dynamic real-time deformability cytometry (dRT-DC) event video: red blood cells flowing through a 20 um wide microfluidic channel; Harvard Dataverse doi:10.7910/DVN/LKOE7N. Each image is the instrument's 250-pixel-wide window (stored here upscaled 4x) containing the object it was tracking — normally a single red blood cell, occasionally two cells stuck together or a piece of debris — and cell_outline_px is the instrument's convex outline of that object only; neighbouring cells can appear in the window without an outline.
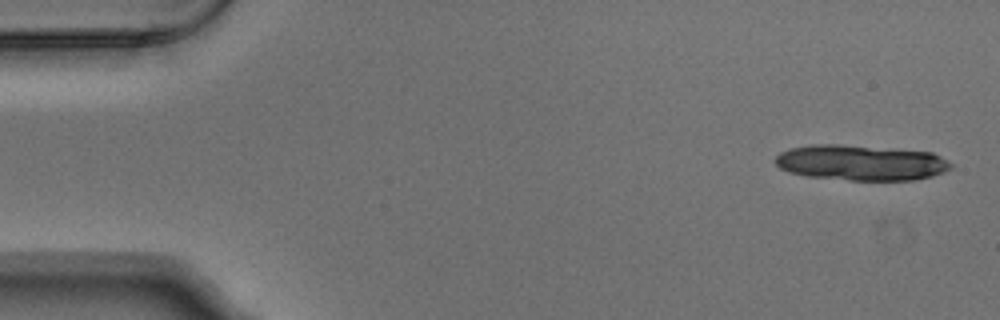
{"species": "Egyptian fruit bat (a non-hibernating species)", "species_latin": "Rousettus aegyptiacus", "temperature_condition": "warm", "stored_images_in_passage": 4, "camera_frame_rate_fps": 3000, "um_per_image_px": 0.085, "animal": {"sex": "male"}, "frame": {"image": 1, "passage_image": 1, "time_ms": 0.0, "image_size_px": [1000, 320], "cell_outline_px": [[952, 168], [944, 172], [932, 176], [916, 180], [848, 180], [808, 176], [788, 172], [780, 168], [772, 160], [780, 152], [792, 148], [812, 144], [840, 144], [932, 152], [940, 156], [952, 164]], "centroid_in_image_um": [73.16, 13.83], "position_along_channel_um": 11.8, "area_um2": 36.41}}